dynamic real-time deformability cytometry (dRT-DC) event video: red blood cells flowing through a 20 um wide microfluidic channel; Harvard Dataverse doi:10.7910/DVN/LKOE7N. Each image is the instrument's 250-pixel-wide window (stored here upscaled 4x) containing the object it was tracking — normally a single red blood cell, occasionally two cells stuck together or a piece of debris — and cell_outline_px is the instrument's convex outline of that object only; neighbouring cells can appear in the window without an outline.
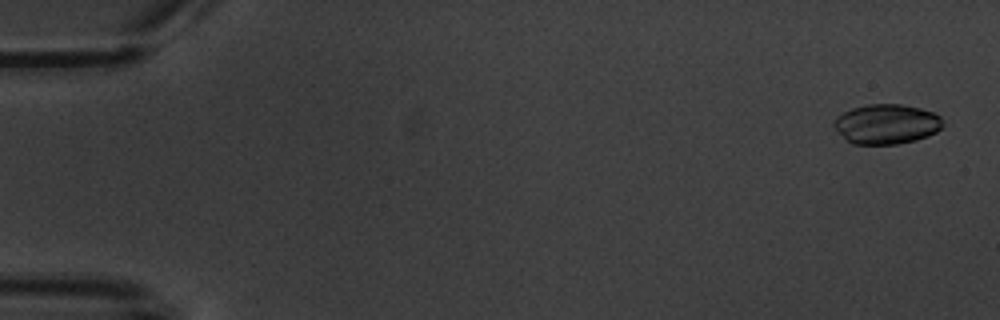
{"species": "common noctule bat (a hibernating species)", "species_latin": "Nyctalus noctula", "temperature_condition": "warm", "stored_images_in_passage": 11, "camera_frame_rate_fps": 3000, "um_per_image_px": 0.085, "animal": {"sex": "male", "body_mass_g": 20.1, "forearm_length_mm": 53.5}, "frame": {"image": 1, "passage_image": 1, "time_ms": 0.0, "image_size_px": [1000, 320], "cell_outline_px": [[944, 124], [936, 132], [928, 136], [916, 140], [896, 144], [852, 144], [836, 132], [832, 124], [844, 112], [852, 108], [868, 104], [900, 104], [920, 108], [932, 112], [940, 116]], "centroid_in_image_um": [75.35, 10.55], "position_along_channel_um": 9.6, "area_um2": 25.26}}
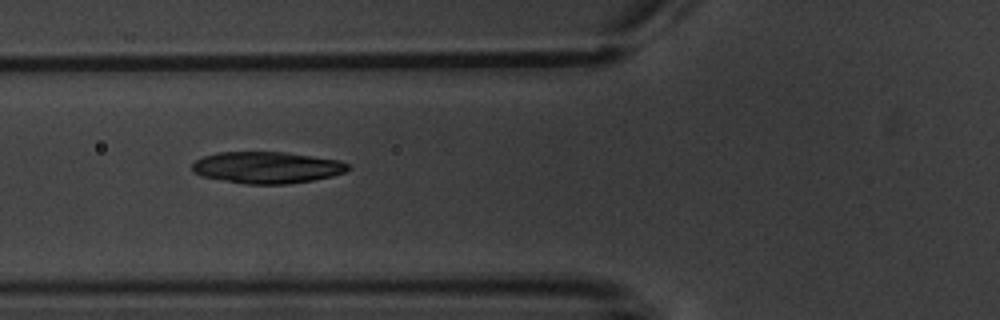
{"frame": {"image": 2, "passage_image": 6, "time_ms": 6.667, "image_size_px": [1000, 320], "cell_outline_px": [[352, 168], [344, 172], [332, 176], [312, 180], [288, 184], [244, 184], [200, 176], [192, 172], [192, 164], [196, 160], [204, 156], [216, 152], [284, 152], [340, 160], [348, 164]], "centroid_in_image_um": [22.67, 14.24], "position_along_channel_um": 103.1, "area_um2": 28.84}}
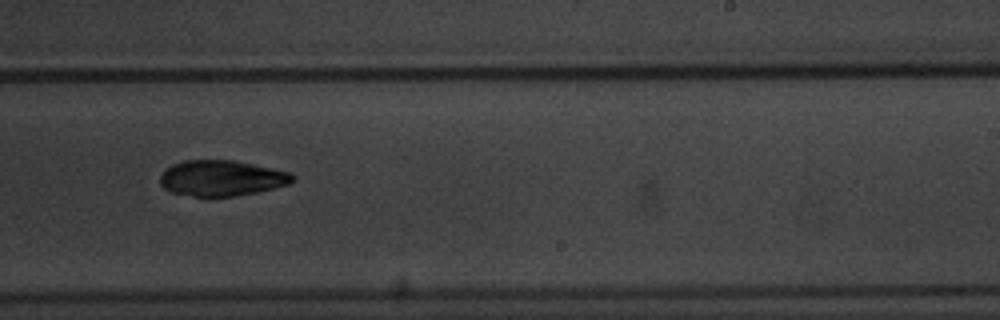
{"frame": {"image": 3, "passage_image": 10, "time_ms": 11.333, "image_size_px": [1000, 320], "cell_outline_px": [[296, 180], [288, 184], [256, 192], [232, 196], [192, 196], [168, 192], [160, 184], [160, 176], [172, 164], [184, 160], [232, 160], [272, 168], [288, 172], [296, 176]], "centroid_in_image_um": [18.82, 15.14], "position_along_channel_um": 270.2, "area_um2": 27.4}}